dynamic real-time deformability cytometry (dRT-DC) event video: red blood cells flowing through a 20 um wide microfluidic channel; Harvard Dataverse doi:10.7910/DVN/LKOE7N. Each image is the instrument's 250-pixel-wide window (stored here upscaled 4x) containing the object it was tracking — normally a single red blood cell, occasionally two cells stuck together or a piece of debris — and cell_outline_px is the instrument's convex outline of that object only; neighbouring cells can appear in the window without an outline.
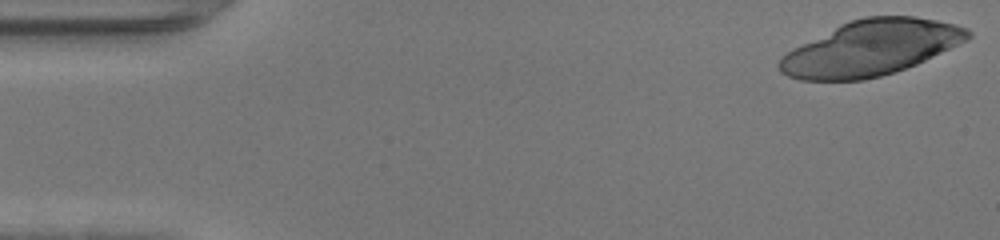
{"species": "human", "species_latin": "Homo sapiens", "temperature_condition": "warm", "stored_images_in_passage": 22, "camera_frame_rate_fps": 3000, "um_per_image_px": 0.085, "donor": {"sex": "female"}, "frame": {"image": 1, "passage_image": 1, "time_ms": 0.0, "image_size_px": [1000, 240], "cell_outline_px": [[972, 36], [968, 40], [916, 64], [880, 76], [864, 80], [800, 80], [788, 76], [780, 72], [776, 64], [780, 56], [792, 48], [840, 24], [864, 16], [912, 16], [936, 20], [956, 24], [968, 28], [972, 32]], "centroid_in_image_um": [74.0, 4.07], "position_along_channel_um": 11.0, "area_um2": 60.69}}